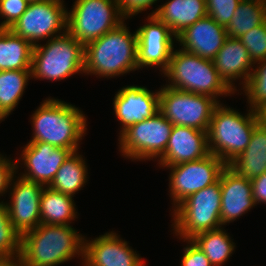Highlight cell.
<instances>
[{
	"label": "cell",
	"mask_w": 266,
	"mask_h": 266,
	"mask_svg": "<svg viewBox=\"0 0 266 266\" xmlns=\"http://www.w3.org/2000/svg\"><path fill=\"white\" fill-rule=\"evenodd\" d=\"M227 37L225 27L206 15L177 34L176 41L184 51L213 60Z\"/></svg>",
	"instance_id": "20"
},
{
	"label": "cell",
	"mask_w": 266,
	"mask_h": 266,
	"mask_svg": "<svg viewBox=\"0 0 266 266\" xmlns=\"http://www.w3.org/2000/svg\"><path fill=\"white\" fill-rule=\"evenodd\" d=\"M246 115L219 103L207 130L209 151L229 165L246 149L260 114L249 108Z\"/></svg>",
	"instance_id": "4"
},
{
	"label": "cell",
	"mask_w": 266,
	"mask_h": 266,
	"mask_svg": "<svg viewBox=\"0 0 266 266\" xmlns=\"http://www.w3.org/2000/svg\"><path fill=\"white\" fill-rule=\"evenodd\" d=\"M163 74L168 79L169 84L166 83V86L176 90L206 95L216 100L223 95L225 97L236 93L219 76L213 60L180 48L173 49L168 68Z\"/></svg>",
	"instance_id": "5"
},
{
	"label": "cell",
	"mask_w": 266,
	"mask_h": 266,
	"mask_svg": "<svg viewBox=\"0 0 266 266\" xmlns=\"http://www.w3.org/2000/svg\"><path fill=\"white\" fill-rule=\"evenodd\" d=\"M84 53V75L114 78L139 70L136 31L131 33L125 21L87 43Z\"/></svg>",
	"instance_id": "2"
},
{
	"label": "cell",
	"mask_w": 266,
	"mask_h": 266,
	"mask_svg": "<svg viewBox=\"0 0 266 266\" xmlns=\"http://www.w3.org/2000/svg\"><path fill=\"white\" fill-rule=\"evenodd\" d=\"M0 266H27V263L19 256L0 259Z\"/></svg>",
	"instance_id": "39"
},
{
	"label": "cell",
	"mask_w": 266,
	"mask_h": 266,
	"mask_svg": "<svg viewBox=\"0 0 266 266\" xmlns=\"http://www.w3.org/2000/svg\"><path fill=\"white\" fill-rule=\"evenodd\" d=\"M84 237L72 225L39 224L21 235L20 257L27 266H58L83 259Z\"/></svg>",
	"instance_id": "3"
},
{
	"label": "cell",
	"mask_w": 266,
	"mask_h": 266,
	"mask_svg": "<svg viewBox=\"0 0 266 266\" xmlns=\"http://www.w3.org/2000/svg\"><path fill=\"white\" fill-rule=\"evenodd\" d=\"M82 156L78 151L71 153L58 169L49 187L72 197L83 190L89 178L87 162Z\"/></svg>",
	"instance_id": "26"
},
{
	"label": "cell",
	"mask_w": 266,
	"mask_h": 266,
	"mask_svg": "<svg viewBox=\"0 0 266 266\" xmlns=\"http://www.w3.org/2000/svg\"><path fill=\"white\" fill-rule=\"evenodd\" d=\"M182 241L186 242L187 246L183 248L180 266H213L205 253L191 239H182Z\"/></svg>",
	"instance_id": "35"
},
{
	"label": "cell",
	"mask_w": 266,
	"mask_h": 266,
	"mask_svg": "<svg viewBox=\"0 0 266 266\" xmlns=\"http://www.w3.org/2000/svg\"><path fill=\"white\" fill-rule=\"evenodd\" d=\"M21 253V234L13 227L6 206L0 201V259L16 258Z\"/></svg>",
	"instance_id": "31"
},
{
	"label": "cell",
	"mask_w": 266,
	"mask_h": 266,
	"mask_svg": "<svg viewBox=\"0 0 266 266\" xmlns=\"http://www.w3.org/2000/svg\"><path fill=\"white\" fill-rule=\"evenodd\" d=\"M157 1L159 0H117V3L121 14L127 20L142 11H147Z\"/></svg>",
	"instance_id": "36"
},
{
	"label": "cell",
	"mask_w": 266,
	"mask_h": 266,
	"mask_svg": "<svg viewBox=\"0 0 266 266\" xmlns=\"http://www.w3.org/2000/svg\"><path fill=\"white\" fill-rule=\"evenodd\" d=\"M173 124L158 111L129 126L118 137L119 151L132 161L158 160L165 152Z\"/></svg>",
	"instance_id": "9"
},
{
	"label": "cell",
	"mask_w": 266,
	"mask_h": 266,
	"mask_svg": "<svg viewBox=\"0 0 266 266\" xmlns=\"http://www.w3.org/2000/svg\"><path fill=\"white\" fill-rule=\"evenodd\" d=\"M238 39L247 48L254 64L266 60V20Z\"/></svg>",
	"instance_id": "32"
},
{
	"label": "cell",
	"mask_w": 266,
	"mask_h": 266,
	"mask_svg": "<svg viewBox=\"0 0 266 266\" xmlns=\"http://www.w3.org/2000/svg\"><path fill=\"white\" fill-rule=\"evenodd\" d=\"M15 174L16 162L0 154V196L9 192V186Z\"/></svg>",
	"instance_id": "37"
},
{
	"label": "cell",
	"mask_w": 266,
	"mask_h": 266,
	"mask_svg": "<svg viewBox=\"0 0 266 266\" xmlns=\"http://www.w3.org/2000/svg\"><path fill=\"white\" fill-rule=\"evenodd\" d=\"M29 79L31 70L0 71V116L4 120L19 104Z\"/></svg>",
	"instance_id": "27"
},
{
	"label": "cell",
	"mask_w": 266,
	"mask_h": 266,
	"mask_svg": "<svg viewBox=\"0 0 266 266\" xmlns=\"http://www.w3.org/2000/svg\"><path fill=\"white\" fill-rule=\"evenodd\" d=\"M80 109L59 99L46 98L31 116L33 134L29 142H45L77 152L87 131V118Z\"/></svg>",
	"instance_id": "1"
},
{
	"label": "cell",
	"mask_w": 266,
	"mask_h": 266,
	"mask_svg": "<svg viewBox=\"0 0 266 266\" xmlns=\"http://www.w3.org/2000/svg\"><path fill=\"white\" fill-rule=\"evenodd\" d=\"M171 215H173L171 220L173 233L179 236L180 241L221 228L220 178L182 201Z\"/></svg>",
	"instance_id": "7"
},
{
	"label": "cell",
	"mask_w": 266,
	"mask_h": 266,
	"mask_svg": "<svg viewBox=\"0 0 266 266\" xmlns=\"http://www.w3.org/2000/svg\"><path fill=\"white\" fill-rule=\"evenodd\" d=\"M210 154L207 131L173 125L164 154L157 160L159 166H172L196 161Z\"/></svg>",
	"instance_id": "18"
},
{
	"label": "cell",
	"mask_w": 266,
	"mask_h": 266,
	"mask_svg": "<svg viewBox=\"0 0 266 266\" xmlns=\"http://www.w3.org/2000/svg\"><path fill=\"white\" fill-rule=\"evenodd\" d=\"M159 111L173 125L207 131L215 107L220 103L213 97L176 90L168 86L159 88Z\"/></svg>",
	"instance_id": "10"
},
{
	"label": "cell",
	"mask_w": 266,
	"mask_h": 266,
	"mask_svg": "<svg viewBox=\"0 0 266 266\" xmlns=\"http://www.w3.org/2000/svg\"><path fill=\"white\" fill-rule=\"evenodd\" d=\"M261 121L266 126V108L259 112Z\"/></svg>",
	"instance_id": "40"
},
{
	"label": "cell",
	"mask_w": 266,
	"mask_h": 266,
	"mask_svg": "<svg viewBox=\"0 0 266 266\" xmlns=\"http://www.w3.org/2000/svg\"><path fill=\"white\" fill-rule=\"evenodd\" d=\"M120 235L111 231L87 240L84 237L83 266H145L143 258Z\"/></svg>",
	"instance_id": "16"
},
{
	"label": "cell",
	"mask_w": 266,
	"mask_h": 266,
	"mask_svg": "<svg viewBox=\"0 0 266 266\" xmlns=\"http://www.w3.org/2000/svg\"><path fill=\"white\" fill-rule=\"evenodd\" d=\"M22 148L20 158L15 159L16 173L20 164L24 165L25 173L19 176L44 186L51 184L60 166L72 153L69 149L54 147L45 142H27Z\"/></svg>",
	"instance_id": "14"
},
{
	"label": "cell",
	"mask_w": 266,
	"mask_h": 266,
	"mask_svg": "<svg viewBox=\"0 0 266 266\" xmlns=\"http://www.w3.org/2000/svg\"><path fill=\"white\" fill-rule=\"evenodd\" d=\"M206 15V0H168L150 13L175 35Z\"/></svg>",
	"instance_id": "22"
},
{
	"label": "cell",
	"mask_w": 266,
	"mask_h": 266,
	"mask_svg": "<svg viewBox=\"0 0 266 266\" xmlns=\"http://www.w3.org/2000/svg\"><path fill=\"white\" fill-rule=\"evenodd\" d=\"M238 175L252 180L266 172V126L260 121L246 149L229 165Z\"/></svg>",
	"instance_id": "23"
},
{
	"label": "cell",
	"mask_w": 266,
	"mask_h": 266,
	"mask_svg": "<svg viewBox=\"0 0 266 266\" xmlns=\"http://www.w3.org/2000/svg\"><path fill=\"white\" fill-rule=\"evenodd\" d=\"M33 46L67 31V9L63 0L29 3L26 11L9 28Z\"/></svg>",
	"instance_id": "11"
},
{
	"label": "cell",
	"mask_w": 266,
	"mask_h": 266,
	"mask_svg": "<svg viewBox=\"0 0 266 266\" xmlns=\"http://www.w3.org/2000/svg\"><path fill=\"white\" fill-rule=\"evenodd\" d=\"M28 3H36V2H44V1H47V0H27Z\"/></svg>",
	"instance_id": "41"
},
{
	"label": "cell",
	"mask_w": 266,
	"mask_h": 266,
	"mask_svg": "<svg viewBox=\"0 0 266 266\" xmlns=\"http://www.w3.org/2000/svg\"><path fill=\"white\" fill-rule=\"evenodd\" d=\"M29 3L27 0H0V29H9L26 11Z\"/></svg>",
	"instance_id": "34"
},
{
	"label": "cell",
	"mask_w": 266,
	"mask_h": 266,
	"mask_svg": "<svg viewBox=\"0 0 266 266\" xmlns=\"http://www.w3.org/2000/svg\"><path fill=\"white\" fill-rule=\"evenodd\" d=\"M33 48L10 29H0V71L31 70Z\"/></svg>",
	"instance_id": "25"
},
{
	"label": "cell",
	"mask_w": 266,
	"mask_h": 266,
	"mask_svg": "<svg viewBox=\"0 0 266 266\" xmlns=\"http://www.w3.org/2000/svg\"><path fill=\"white\" fill-rule=\"evenodd\" d=\"M74 198L44 186L40 198V224L70 225L77 218Z\"/></svg>",
	"instance_id": "24"
},
{
	"label": "cell",
	"mask_w": 266,
	"mask_h": 266,
	"mask_svg": "<svg viewBox=\"0 0 266 266\" xmlns=\"http://www.w3.org/2000/svg\"><path fill=\"white\" fill-rule=\"evenodd\" d=\"M146 22L136 30L138 69L159 67L163 75L170 62L176 35L155 16L148 15Z\"/></svg>",
	"instance_id": "13"
},
{
	"label": "cell",
	"mask_w": 266,
	"mask_h": 266,
	"mask_svg": "<svg viewBox=\"0 0 266 266\" xmlns=\"http://www.w3.org/2000/svg\"><path fill=\"white\" fill-rule=\"evenodd\" d=\"M220 186L222 227L257 206L253 198L251 180L238 175L228 165L220 175Z\"/></svg>",
	"instance_id": "19"
},
{
	"label": "cell",
	"mask_w": 266,
	"mask_h": 266,
	"mask_svg": "<svg viewBox=\"0 0 266 266\" xmlns=\"http://www.w3.org/2000/svg\"><path fill=\"white\" fill-rule=\"evenodd\" d=\"M242 0H206L207 15L223 27L230 23Z\"/></svg>",
	"instance_id": "33"
},
{
	"label": "cell",
	"mask_w": 266,
	"mask_h": 266,
	"mask_svg": "<svg viewBox=\"0 0 266 266\" xmlns=\"http://www.w3.org/2000/svg\"><path fill=\"white\" fill-rule=\"evenodd\" d=\"M213 266H222L235 252V243L224 227L197 234L191 239Z\"/></svg>",
	"instance_id": "28"
},
{
	"label": "cell",
	"mask_w": 266,
	"mask_h": 266,
	"mask_svg": "<svg viewBox=\"0 0 266 266\" xmlns=\"http://www.w3.org/2000/svg\"><path fill=\"white\" fill-rule=\"evenodd\" d=\"M266 20V3L261 0H242L227 25L229 37L239 38Z\"/></svg>",
	"instance_id": "29"
},
{
	"label": "cell",
	"mask_w": 266,
	"mask_h": 266,
	"mask_svg": "<svg viewBox=\"0 0 266 266\" xmlns=\"http://www.w3.org/2000/svg\"><path fill=\"white\" fill-rule=\"evenodd\" d=\"M84 45L67 31L37 44L31 62L32 79L58 81L74 74H84Z\"/></svg>",
	"instance_id": "6"
},
{
	"label": "cell",
	"mask_w": 266,
	"mask_h": 266,
	"mask_svg": "<svg viewBox=\"0 0 266 266\" xmlns=\"http://www.w3.org/2000/svg\"><path fill=\"white\" fill-rule=\"evenodd\" d=\"M213 63L219 76L235 92L238 90L234 81L236 82V80L240 79L239 84H242L241 87L243 88L249 80L254 67V63L244 44L238 38L229 36L217 52Z\"/></svg>",
	"instance_id": "21"
},
{
	"label": "cell",
	"mask_w": 266,
	"mask_h": 266,
	"mask_svg": "<svg viewBox=\"0 0 266 266\" xmlns=\"http://www.w3.org/2000/svg\"><path fill=\"white\" fill-rule=\"evenodd\" d=\"M125 20L117 0H76L67 10V32L85 46Z\"/></svg>",
	"instance_id": "8"
},
{
	"label": "cell",
	"mask_w": 266,
	"mask_h": 266,
	"mask_svg": "<svg viewBox=\"0 0 266 266\" xmlns=\"http://www.w3.org/2000/svg\"><path fill=\"white\" fill-rule=\"evenodd\" d=\"M242 89L247 96L249 108L257 112L266 108V60L255 63L253 72Z\"/></svg>",
	"instance_id": "30"
},
{
	"label": "cell",
	"mask_w": 266,
	"mask_h": 266,
	"mask_svg": "<svg viewBox=\"0 0 266 266\" xmlns=\"http://www.w3.org/2000/svg\"><path fill=\"white\" fill-rule=\"evenodd\" d=\"M226 164L216 155L210 153L206 157L166 167L169 173V194L172 210L182 201L199 190L217 182Z\"/></svg>",
	"instance_id": "12"
},
{
	"label": "cell",
	"mask_w": 266,
	"mask_h": 266,
	"mask_svg": "<svg viewBox=\"0 0 266 266\" xmlns=\"http://www.w3.org/2000/svg\"><path fill=\"white\" fill-rule=\"evenodd\" d=\"M159 93L145 86L127 85L119 89L113 99V109L120 121V133L129 126L151 118L159 111Z\"/></svg>",
	"instance_id": "17"
},
{
	"label": "cell",
	"mask_w": 266,
	"mask_h": 266,
	"mask_svg": "<svg viewBox=\"0 0 266 266\" xmlns=\"http://www.w3.org/2000/svg\"><path fill=\"white\" fill-rule=\"evenodd\" d=\"M14 177L9 186L11 199L6 206L13 227L22 235L40 224V198L44 185L16 174Z\"/></svg>",
	"instance_id": "15"
},
{
	"label": "cell",
	"mask_w": 266,
	"mask_h": 266,
	"mask_svg": "<svg viewBox=\"0 0 266 266\" xmlns=\"http://www.w3.org/2000/svg\"><path fill=\"white\" fill-rule=\"evenodd\" d=\"M255 204H266V172L251 180Z\"/></svg>",
	"instance_id": "38"
}]
</instances>
